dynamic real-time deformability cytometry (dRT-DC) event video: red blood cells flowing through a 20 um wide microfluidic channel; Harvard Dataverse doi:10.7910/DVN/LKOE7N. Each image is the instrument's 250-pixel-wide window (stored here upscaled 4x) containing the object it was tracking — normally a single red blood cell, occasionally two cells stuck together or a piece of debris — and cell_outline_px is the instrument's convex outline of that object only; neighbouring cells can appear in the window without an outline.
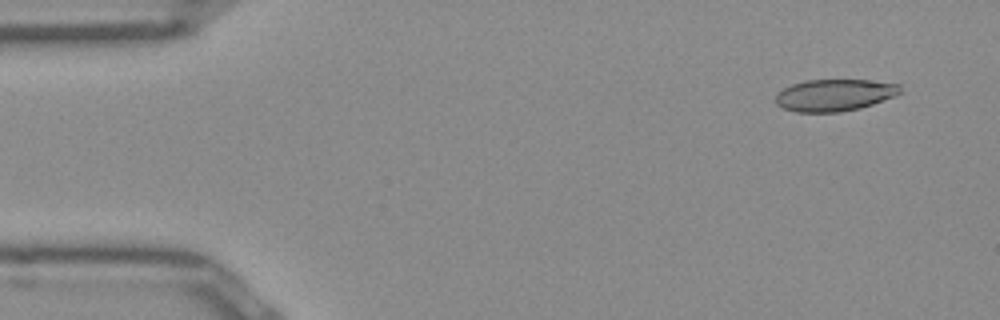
{"species": "Egyptian fruit bat (a non-hibernating species)", "species_latin": "Rousettus aegyptiacus", "temperature_condition": "room temperature", "stored_images_in_passage": 51, "camera_frame_rate_fps": 3000, "um_per_image_px": 0.085, "frame": {"image": 1, "passage_image": 4, "time_ms": 1.0, "image_size_px": [1000, 320], "cell_outline_px": [[900, 92], [896, 96], [860, 108], [840, 112], [796, 112], [784, 108], [776, 104], [776, 92], [792, 84], [804, 80], [868, 80], [900, 84]], "centroid_in_image_um": [70.92, 8.08], "position_along_channel_um": 14.1, "area_um2": 23.18}}
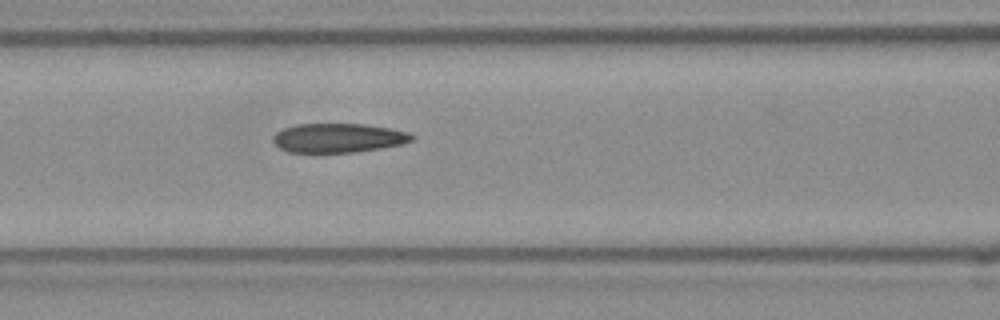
{"frame": {"image": 2, "passage_image": 21, "time_ms": 6.667, "image_size_px": [1000, 320], "cell_outline_px": [[416, 136], [412, 140], [400, 144], [380, 148], [356, 152], [288, 152], [280, 148], [272, 140], [272, 136], [276, 132], [284, 128], [296, 124], [364, 124], [388, 128], [408, 132]], "centroid_in_image_um": [28.73, 11.72], "position_along_channel_um": 137.9, "area_um2": 23.47}}
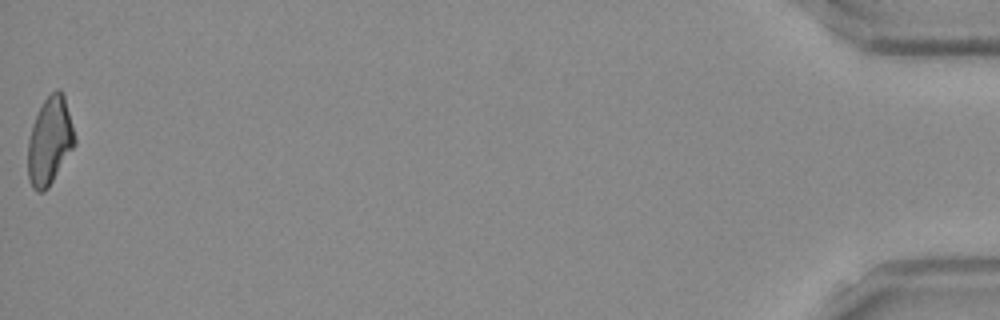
{"frame": {"image": 3, "passage_image": 51, "time_ms": 16.667, "image_size_px": [1000, 320], "cell_outline_px": [[76, 144], [48, 188], [44, 192], [36, 192], [32, 188], [28, 180], [28, 140], [32, 124], [44, 100], [56, 88], [60, 88], [64, 96], [76, 136]], "centroid_in_image_um": [4.23, 12.01], "position_along_channel_um": 431.0, "area_um2": 24.04}, "authors_computed_cell_mechanics": {"area_um2": 24.0448, "velocity_mm_per_s": 3.9757, "shape_relaxation_time_tau1_ms": null, "shape_relaxation_time_tau2_ms": 2.5232, "deformation_change_tau1": null, "deformation_change_tau2": 0.1202}}